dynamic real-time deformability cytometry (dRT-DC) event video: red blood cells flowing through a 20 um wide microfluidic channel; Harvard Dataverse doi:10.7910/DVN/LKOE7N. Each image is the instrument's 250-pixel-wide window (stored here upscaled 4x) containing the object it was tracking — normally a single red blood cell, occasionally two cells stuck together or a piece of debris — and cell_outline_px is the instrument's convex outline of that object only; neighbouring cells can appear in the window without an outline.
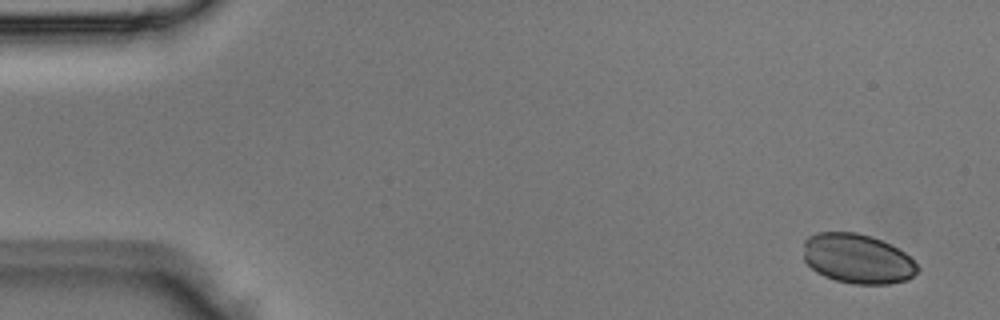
{"species": "Egyptian fruit bat (a non-hibernating species)", "species_latin": "Rousettus aegyptiacus", "temperature_condition": "room temperature", "stored_images_in_passage": 5, "camera_frame_rate_fps": 3000, "um_per_image_px": 0.085, "animal": {"sex": "male"}, "frame": {"image": 1, "passage_image": 1, "time_ms": 0.0, "image_size_px": [1000, 320], "cell_outline_px": [[920, 268], [908, 280], [888, 284], [852, 284], [836, 280], [824, 276], [816, 272], [804, 260], [804, 240], [808, 236], [816, 232], [856, 232], [872, 236], [904, 252]], "centroid_in_image_um": [72.86, 21.99], "position_along_channel_um": 12.1, "area_um2": 33.0}}
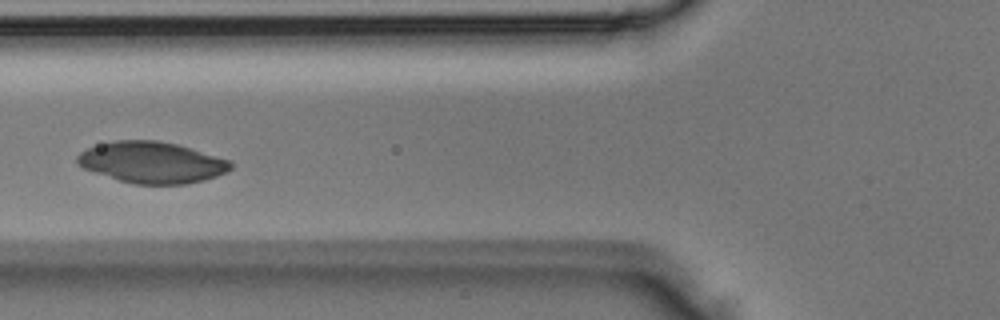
{"frame": {"image": 2, "passage_image": 5, "time_ms": 1.333, "image_size_px": [1000, 320], "cell_outline_px": [[232, 168], [228, 172], [204, 180], [184, 184], [132, 184], [84, 168], [76, 164], [76, 156], [80, 152], [88, 148], [100, 144], [116, 140], [160, 140], [192, 148], [232, 160]], "centroid_in_image_um": [12.95, 13.8], "position_along_channel_um": 112.9, "area_um2": 36.99}}